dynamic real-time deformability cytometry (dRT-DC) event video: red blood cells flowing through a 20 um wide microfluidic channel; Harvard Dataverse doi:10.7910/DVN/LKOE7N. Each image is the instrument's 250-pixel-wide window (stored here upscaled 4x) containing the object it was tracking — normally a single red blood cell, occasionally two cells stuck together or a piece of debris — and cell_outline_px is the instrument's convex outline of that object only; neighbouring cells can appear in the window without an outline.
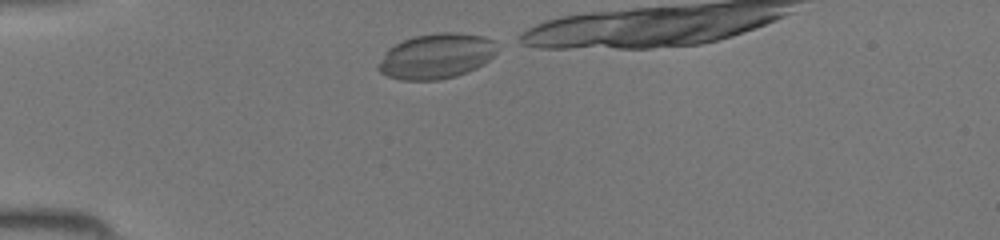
{"species": "common noctule bat (a hibernating species)", "species_latin": "Nyctalus noctula", "temperature_condition": "room temperature", "stored_images_in_passage": 9, "camera_frame_rate_fps": 3000, "um_per_image_px": 0.085, "animal": {"sex": "female", "body_mass_g": 19.5, "forearm_length_mm": 54.1}, "frame": {"image": 1, "passage_image": 1, "time_ms": 0.0, "image_size_px": [1000, 240], "cell_outline_px": [[496, 52], [484, 64], [468, 72], [456, 76], [436, 80], [400, 80], [388, 76], [380, 72], [376, 68], [376, 64], [384, 52], [388, 48], [404, 40], [416, 36], [440, 32], [460, 32], [484, 36], [496, 40]], "centroid_in_image_um": [37.08, 4.77], "position_along_channel_um": 47.9, "area_um2": 31.56}}
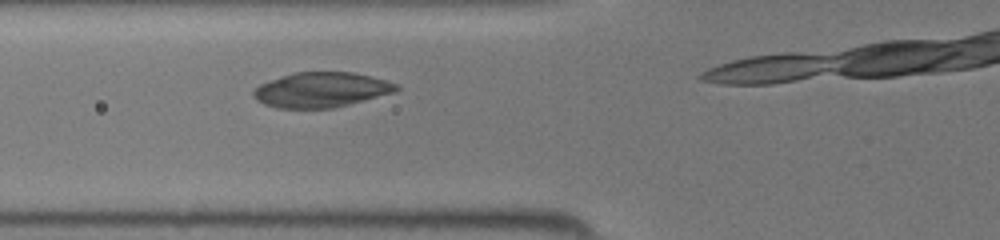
{"frame": {"image": 2, "passage_image": 6, "time_ms": 1.667, "image_size_px": [1000, 240], "cell_outline_px": [[400, 88], [396, 92], [332, 108], [276, 108], [264, 104], [256, 100], [252, 96], [252, 92], [260, 84], [280, 76], [296, 72], [352, 72], [372, 76], [400, 84]], "centroid_in_image_um": [27.32, 7.63], "position_along_channel_um": 98.5, "area_um2": 29.25}}
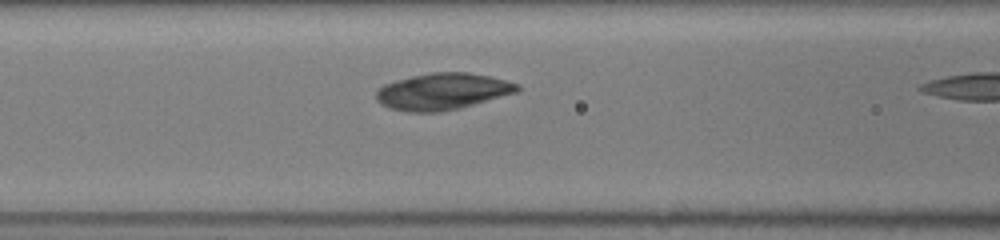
{"frame": {"image": 3, "passage_image": 8, "time_ms": 2.333, "image_size_px": [1000, 240], "cell_outline_px": [[524, 88], [520, 92], [460, 108], [440, 112], [408, 112], [392, 108], [380, 104], [376, 100], [376, 92], [384, 84], [396, 80], [412, 76], [432, 72], [468, 72], [492, 76], [520, 84]], "centroid_in_image_um": [37.69, 7.77], "position_along_channel_um": 128.9, "area_um2": 30.46}}